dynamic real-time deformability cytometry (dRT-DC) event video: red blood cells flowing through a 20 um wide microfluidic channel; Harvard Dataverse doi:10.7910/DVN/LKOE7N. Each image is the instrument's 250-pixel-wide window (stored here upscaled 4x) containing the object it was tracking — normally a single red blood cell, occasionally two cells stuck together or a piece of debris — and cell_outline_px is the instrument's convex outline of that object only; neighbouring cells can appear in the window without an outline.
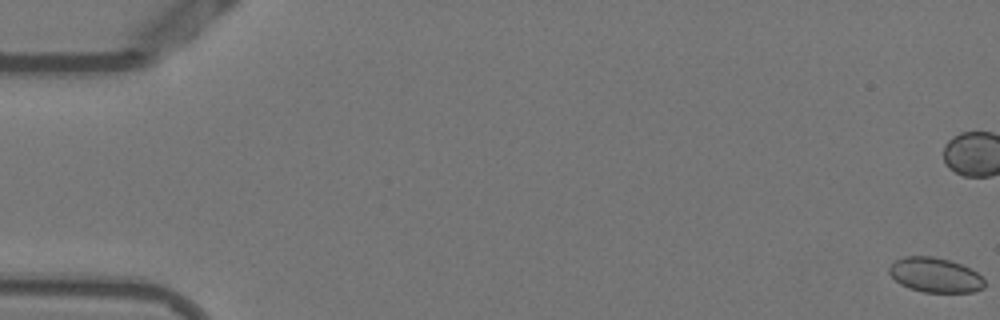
{"species": "Egyptian fruit bat (a non-hibernating species)", "species_latin": "Rousettus aegyptiacus", "temperature_condition": "warm", "stored_images_in_passage": 55, "camera_frame_rate_fps": 3000, "um_per_image_px": 0.085, "animal": {"sex": "female"}, "frame": {"image": 1, "passage_image": 1, "time_ms": 0.0, "image_size_px": [1000, 320], "cell_outline_px": [[984, 288], [972, 292], [924, 292], [908, 288], [900, 284], [888, 272], [888, 268], [896, 260], [904, 256], [932, 256], [948, 260], [960, 264], [976, 272], [984, 280]], "centroid_in_image_um": [79.46, 23.38], "position_along_channel_um": 5.5, "area_um2": 19.13}}